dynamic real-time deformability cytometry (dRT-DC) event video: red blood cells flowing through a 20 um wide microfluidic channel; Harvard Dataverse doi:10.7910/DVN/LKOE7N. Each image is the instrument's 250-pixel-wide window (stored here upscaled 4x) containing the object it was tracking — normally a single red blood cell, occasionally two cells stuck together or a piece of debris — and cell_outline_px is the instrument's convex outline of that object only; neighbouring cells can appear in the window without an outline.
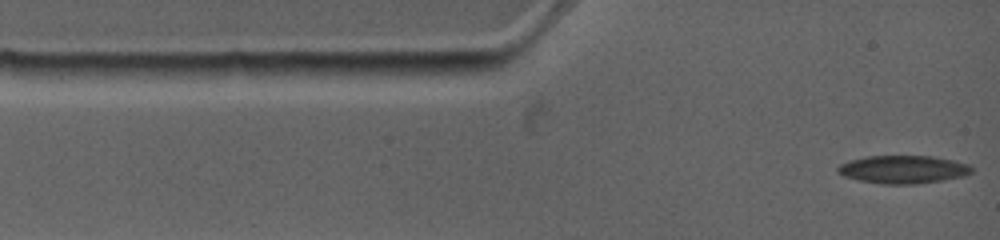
{"species": "common noctule bat (a hibernating species)", "species_latin": "Nyctalus noctula", "temperature_condition": "warm", "stored_images_in_passage": 27, "camera_frame_rate_fps": 4500, "um_per_image_px": 0.085, "animal": {"sex": "female", "body_mass_g": 19.0, "forearm_length_mm": 53.3}, "frame": {"image": 1, "passage_image": 1, "time_ms": 0.0, "image_size_px": [1000, 240], "cell_outline_px": [[972, 172], [964, 176], [944, 180], [916, 184], [880, 184], [860, 180], [844, 176], [836, 172], [836, 168], [840, 164], [848, 160], [868, 156], [932, 156], [952, 160], [968, 164], [972, 168]], "centroid_in_image_um": [76.74, 14.4], "position_along_channel_um": 8.3, "area_um2": 21.91}}
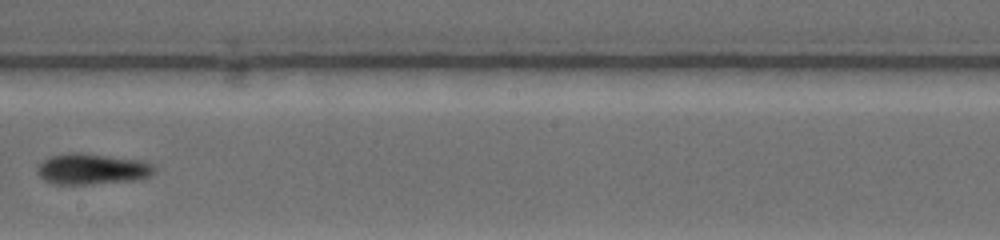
{"frame": {"image": 2, "passage_image": 12, "time_ms": 7.111, "image_size_px": [1000, 240], "cell_outline_px": [[156, 172], [140, 180], [88, 184], [52, 184], [44, 180], [36, 172], [36, 168], [44, 160], [52, 156], [68, 152], [84, 152], [144, 160], [152, 164], [156, 168]], "centroid_in_image_um": [7.86, 14.35], "position_along_channel_um": 240.3, "area_um2": 21.5}}
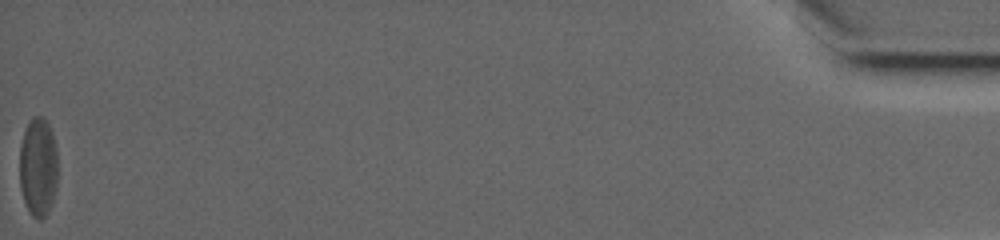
{"frame": {"image": 3, "passage_image": 27, "time_ms": 16.889, "image_size_px": [1000, 240], "cell_outline_px": [[56, 188], [48, 212], [40, 220], [32, 216], [24, 200], [20, 188], [20, 144], [24, 132], [32, 116], [44, 116], [52, 132], [56, 148]], "centroid_in_image_um": [3.23, 14.17], "position_along_channel_um": 432.0, "area_um2": 21.85}, "authors_computed_cell_mechanics": {"area_um2": 21.7328, "velocity_mm_per_s": 3.7893, "shape_relaxation_time_tau1_ms": 3.724, "shape_relaxation_time_tau2_ms": 3.1082, "deformation_change_tau1": 0.1189, "deformation_change_tau2": 0.0802}}